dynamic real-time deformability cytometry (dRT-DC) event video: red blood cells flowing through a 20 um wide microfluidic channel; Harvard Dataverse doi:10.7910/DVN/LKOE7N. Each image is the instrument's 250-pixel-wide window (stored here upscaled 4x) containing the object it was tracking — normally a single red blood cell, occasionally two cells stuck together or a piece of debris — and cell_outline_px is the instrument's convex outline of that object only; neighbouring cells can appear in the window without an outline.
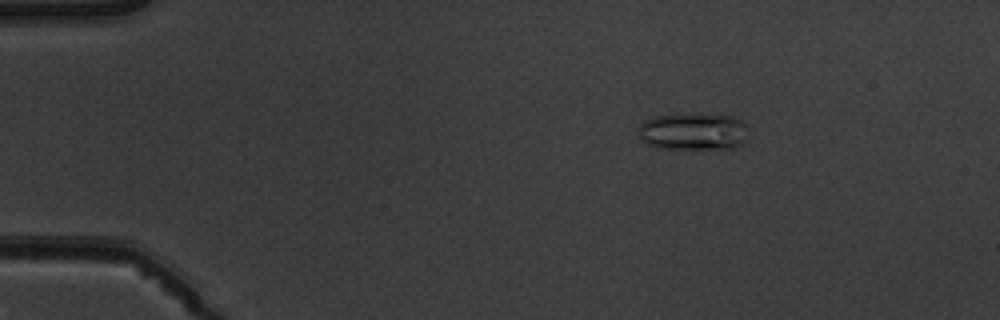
{"species": "common noctule bat (a hibernating species)", "species_latin": "Nyctalus noctula", "temperature_condition": "warm", "stored_images_in_passage": 4, "camera_frame_rate_fps": 3000, "um_per_image_px": 0.085, "animal": {"sex": "male", "body_mass_g": 19.5, "forearm_length_mm": 54.6}, "frame": {"image": 1, "passage_image": 2, "time_ms": 2.0, "image_size_px": [1000, 320], "cell_outline_px": [[744, 140], [740, 144], [732, 148], [656, 148], [640, 140], [636, 128], [644, 120], [652, 116], [692, 112], [700, 112], [732, 116], [740, 120], [744, 124]], "centroid_in_image_um": [58.81, 11.13], "position_along_channel_um": 26.2, "area_um2": 24.22}}